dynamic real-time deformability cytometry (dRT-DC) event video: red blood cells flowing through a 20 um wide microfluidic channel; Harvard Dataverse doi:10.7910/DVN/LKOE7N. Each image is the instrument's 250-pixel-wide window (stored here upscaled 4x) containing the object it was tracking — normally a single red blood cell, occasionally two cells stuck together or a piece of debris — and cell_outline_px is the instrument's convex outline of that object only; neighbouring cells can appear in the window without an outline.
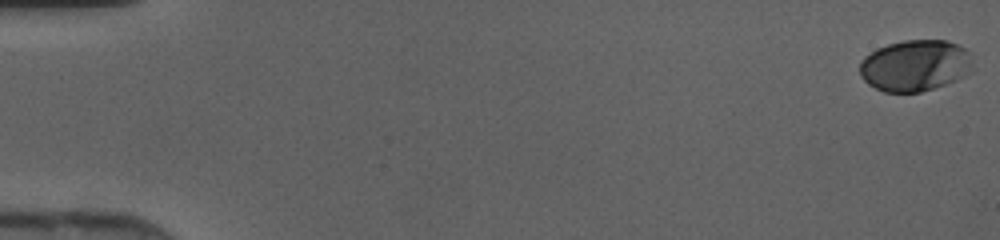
{"species": "human", "species_latin": "Homo sapiens", "temperature_condition": "cold", "stored_images_in_passage": 47, "camera_frame_rate_fps": 3000, "um_per_image_px": 0.085, "donor": {"sex": "female"}, "frame": {"image": 1, "passage_image": 1, "time_ms": 0.0, "image_size_px": [1000, 240], "cell_outline_px": [[976, 68], [972, 72], [956, 80], [920, 92], [884, 92], [868, 84], [860, 76], [860, 60], [864, 56], [876, 48], [888, 44], [904, 40], [944, 40], [956, 44], [964, 48], [968, 52]], "centroid_in_image_um": [77.79, 5.56], "position_along_channel_um": 7.2, "area_um2": 34.1}}
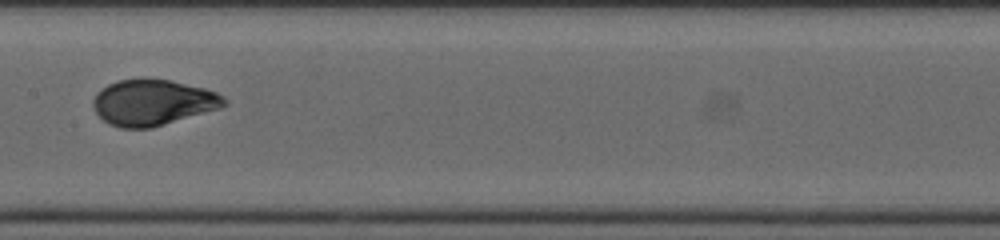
{"frame": {"image": 2, "passage_image": 25, "time_ms": 8.0, "image_size_px": [1000, 240], "cell_outline_px": [[228, 104], [220, 108], [152, 128], [120, 128], [108, 124], [96, 112], [92, 104], [92, 100], [96, 92], [100, 88], [108, 84], [120, 80], [168, 80], [204, 88], [216, 92], [224, 96], [228, 100]], "centroid_in_image_um": [12.99, 8.73], "position_along_channel_um": 194.4, "area_um2": 34.85}}
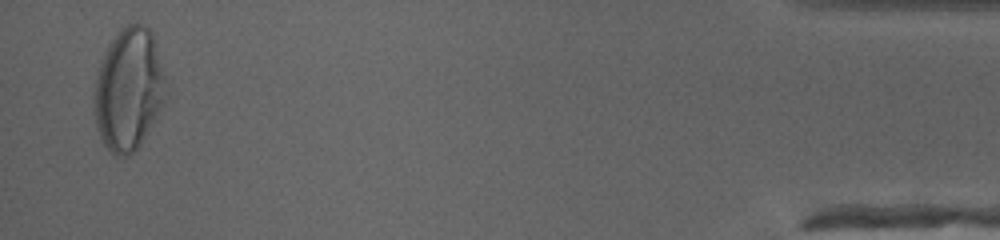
{"frame": {"image": 3, "passage_image": 46, "time_ms": 15.0, "image_size_px": [1000, 240], "cell_outline_px": [[164, 104], [140, 144], [128, 156], [116, 156], [104, 144], [100, 136], [96, 124], [92, 104], [92, 88], [108, 44], [128, 24], [144, 24], [152, 32], [156, 40], [164, 76]], "centroid_in_image_um": [10.91, 7.6], "position_along_channel_um": 424.3, "area_um2": 50.81}}